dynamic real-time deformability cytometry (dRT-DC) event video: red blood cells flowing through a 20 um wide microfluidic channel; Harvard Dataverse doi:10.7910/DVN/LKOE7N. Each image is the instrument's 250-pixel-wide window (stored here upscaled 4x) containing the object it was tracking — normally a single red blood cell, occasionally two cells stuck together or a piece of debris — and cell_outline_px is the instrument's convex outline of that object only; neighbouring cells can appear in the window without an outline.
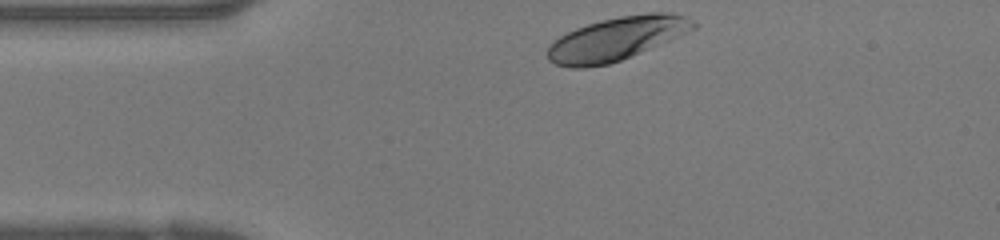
{"species": "human", "species_latin": "Homo sapiens", "temperature_condition": "warm", "stored_images_in_passage": 26, "camera_frame_rate_fps": 3000, "um_per_image_px": 0.085, "donor": {"sex": "female"}, "frame": {"image": 1, "passage_image": 1, "time_ms": 0.0, "image_size_px": [1000, 240], "cell_outline_px": [[696, 28], [668, 40], [620, 60], [608, 64], [584, 68], [572, 68], [556, 64], [548, 60], [548, 48], [552, 40], [576, 28], [588, 24], [620, 16], [648, 12], [672, 12], [684, 16], [692, 20], [696, 24]], "centroid_in_image_um": [52.38, 3.28], "position_along_channel_um": 32.6, "area_um2": 36.3}}
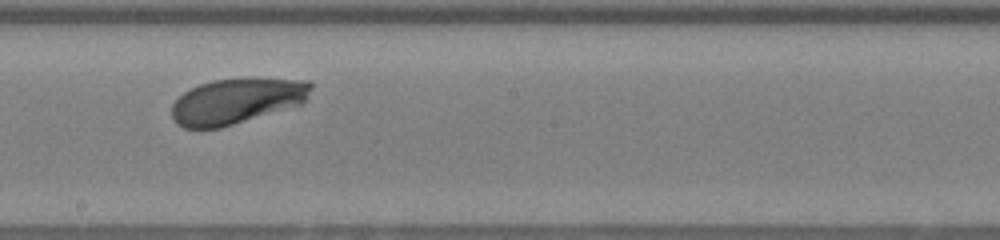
{"frame": {"image": 2, "passage_image": 15, "time_ms": 4.667, "image_size_px": [1000, 240], "cell_outline_px": [[312, 88], [304, 104], [220, 128], [184, 128], [176, 124], [172, 116], [172, 104], [184, 92], [200, 84], [212, 80], [248, 76], [252, 76], [308, 80], [312, 84]], "centroid_in_image_um": [20.18, 8.55], "position_along_channel_um": 228.0, "area_um2": 37.8}}
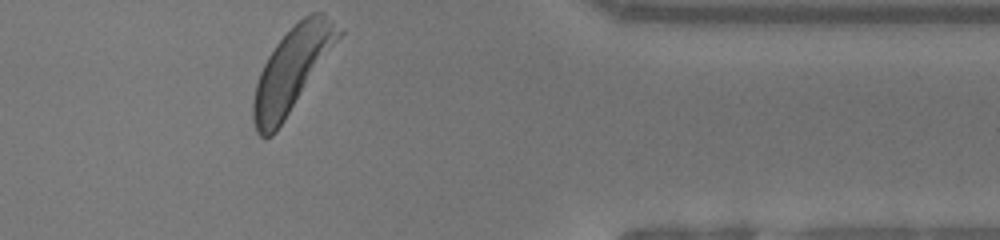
{"frame": {"image": 3, "passage_image": 26, "time_ms": 8.333, "image_size_px": [1000, 240], "cell_outline_px": [[344, 32], [276, 132], [272, 136], [260, 136], [256, 132], [252, 120], [252, 100], [256, 84], [260, 72], [268, 56], [276, 44], [304, 16], [312, 12], [324, 12], [344, 28]], "centroid_in_image_um": [24.82, 5.92], "position_along_channel_um": 386.6, "area_um2": 41.15}}